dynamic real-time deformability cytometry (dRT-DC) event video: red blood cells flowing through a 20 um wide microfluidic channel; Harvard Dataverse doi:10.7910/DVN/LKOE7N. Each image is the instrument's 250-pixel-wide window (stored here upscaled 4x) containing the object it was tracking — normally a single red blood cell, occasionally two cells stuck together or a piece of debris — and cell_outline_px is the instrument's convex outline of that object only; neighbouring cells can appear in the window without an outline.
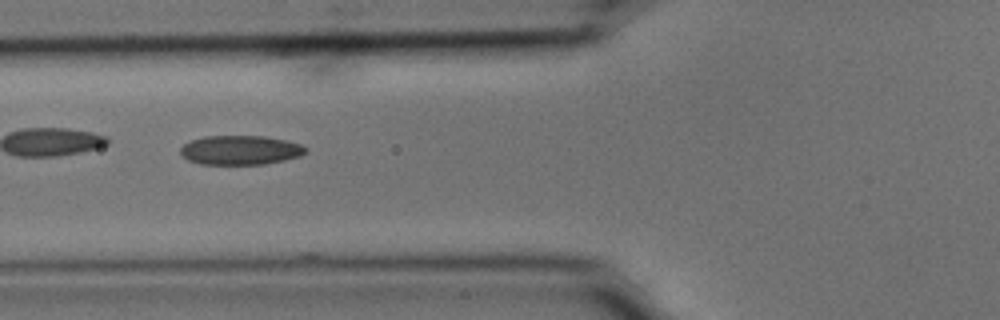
{"species": "common noctule bat (a hibernating species)", "species_latin": "Nyctalus noctula", "temperature_condition": "cold", "stored_images_in_passage": 10, "camera_frame_rate_fps": 3000, "um_per_image_px": 0.085, "animal": {"sex": "male", "body_mass_g": 15.6}, "frame": {"image": 1, "passage_image": 8, "time_ms": 2.333, "image_size_px": [1000, 320], "cell_outline_px": [[308, 152], [300, 156], [284, 160], [264, 164], [200, 164], [188, 160], [180, 156], [180, 148], [184, 144], [192, 140], [204, 136], [264, 136], [284, 140], [300, 144], [308, 148]], "centroid_in_image_um": [20.42, 12.76], "position_along_channel_um": 105.4, "area_um2": 21.44}}